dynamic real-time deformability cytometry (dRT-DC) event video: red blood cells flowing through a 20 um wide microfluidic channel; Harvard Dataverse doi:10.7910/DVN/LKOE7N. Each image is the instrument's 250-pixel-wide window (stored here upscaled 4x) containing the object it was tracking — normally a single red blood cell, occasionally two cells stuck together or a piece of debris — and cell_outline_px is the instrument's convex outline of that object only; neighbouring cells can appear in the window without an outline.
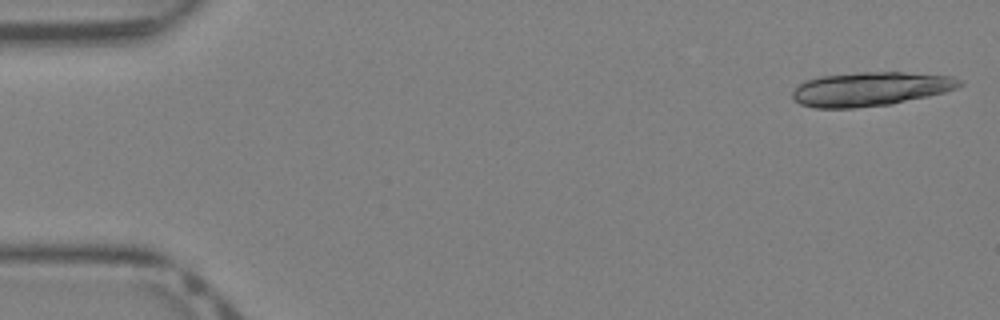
{"species": "Egyptian fruit bat (a non-hibernating species)", "species_latin": "Rousettus aegyptiacus", "temperature_condition": "warm", "stored_images_in_passage": 8, "camera_frame_rate_fps": 3000, "um_per_image_px": 0.085, "animal": {"sex": "female"}, "frame": {"image": 1, "passage_image": 1, "time_ms": 0.0, "image_size_px": [1000, 320], "cell_outline_px": [[964, 84], [956, 88], [944, 92], [928, 96], [892, 104], [856, 108], [816, 108], [800, 104], [792, 96], [792, 92], [804, 80], [820, 76], [860, 72], [904, 72], [952, 76], [964, 80]], "centroid_in_image_um": [74.01, 7.56], "position_along_channel_um": 11.0, "area_um2": 33.29}}